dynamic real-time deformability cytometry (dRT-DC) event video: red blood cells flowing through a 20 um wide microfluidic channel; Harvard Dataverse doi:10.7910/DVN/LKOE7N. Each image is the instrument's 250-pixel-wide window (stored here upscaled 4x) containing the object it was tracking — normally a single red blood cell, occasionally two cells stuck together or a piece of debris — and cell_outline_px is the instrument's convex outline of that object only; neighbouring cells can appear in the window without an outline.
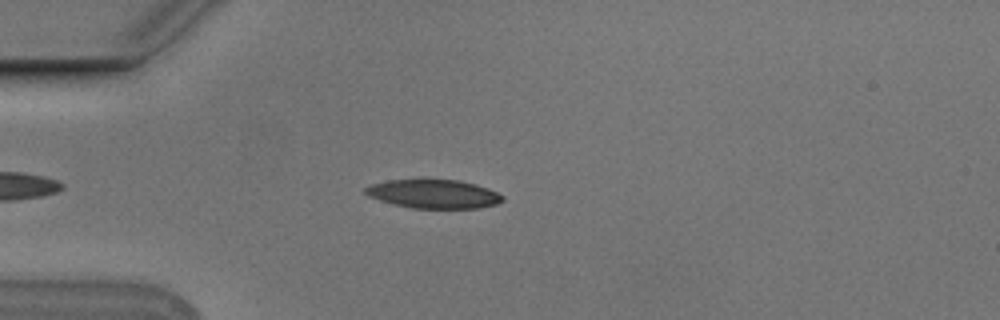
{"species": "Egyptian fruit bat (a non-hibernating species)", "species_latin": "Rousettus aegyptiacus", "temperature_condition": "cold", "stored_images_in_passage": 47, "camera_frame_rate_fps": 3000, "um_per_image_px": 0.085, "animal": {"sex": "male"}, "frame": {"image": 1, "passage_image": 7, "time_ms": 2.0, "image_size_px": [1000, 320], "cell_outline_px": [[504, 200], [496, 204], [480, 208], [412, 208], [392, 204], [368, 196], [364, 192], [364, 188], [372, 184], [388, 180], [420, 176], [428, 176], [460, 180], [476, 184], [488, 188], [504, 196]], "centroid_in_image_um": [36.83, 16.43], "position_along_channel_um": 48.2, "area_um2": 24.1}}
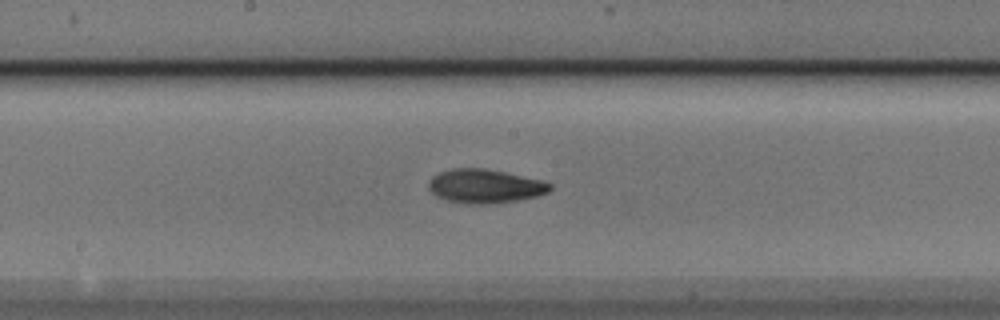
{"frame": {"image": 2, "passage_image": 21, "time_ms": 6.667, "image_size_px": [1000, 320], "cell_outline_px": [[552, 188], [548, 192], [536, 196], [516, 200], [492, 204], [464, 204], [448, 200], [436, 196], [428, 188], [428, 184], [432, 176], [440, 172], [452, 168], [484, 168], [504, 172], [540, 180], [552, 184]], "centroid_in_image_um": [41.19, 15.83], "position_along_channel_um": 207.0, "area_um2": 23.87}}
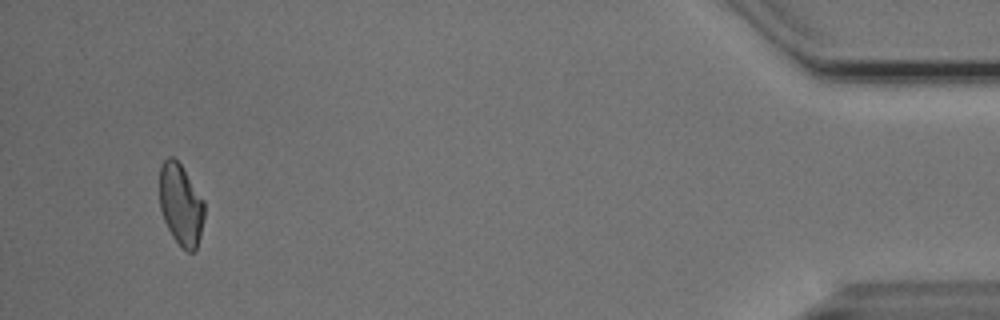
{"frame": {"image": 3, "passage_image": 44, "time_ms": 14.333, "image_size_px": [1000, 320], "cell_outline_px": [[204, 216], [200, 236], [196, 248], [192, 252], [188, 252], [172, 236], [164, 220], [160, 208], [160, 168], [164, 160], [168, 156], [172, 156], [180, 164], [204, 200]], "centroid_in_image_um": [15.37, 17.38], "position_along_channel_um": 419.8, "area_um2": 20.98}, "authors_computed_cell_mechanics": {"area_um2": 23.0044, "velocity_mm_per_s": 3.757, "shape_relaxation_time_tau1_ms": 5.4159, "shape_relaxation_time_tau2_ms": 6.3297, "deformation_change_tau1": 0.143, "deformation_change_tau2": 0.1401}}